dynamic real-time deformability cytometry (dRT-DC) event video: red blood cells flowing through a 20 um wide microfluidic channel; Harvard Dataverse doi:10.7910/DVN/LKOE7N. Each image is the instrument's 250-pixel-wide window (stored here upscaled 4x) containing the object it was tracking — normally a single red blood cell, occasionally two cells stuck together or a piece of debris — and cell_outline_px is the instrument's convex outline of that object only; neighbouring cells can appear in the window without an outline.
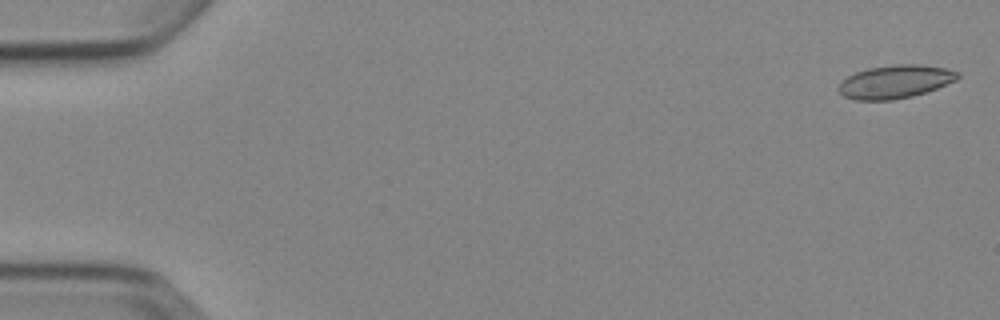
{"species": "Egyptian fruit bat (a non-hibernating species)", "species_latin": "Rousettus aegyptiacus", "temperature_condition": "cold", "stored_images_in_passage": 5, "camera_frame_rate_fps": 3000, "um_per_image_px": 0.085, "animal": {"sex": "female"}, "frame": {"image": 1, "passage_image": 1, "time_ms": 0.0, "image_size_px": [1000, 320], "cell_outline_px": [[960, 76], [956, 80], [936, 88], [912, 96], [892, 100], [856, 100], [844, 96], [836, 88], [848, 76], [856, 72], [868, 68], [896, 64], [916, 64], [948, 68], [960, 72]], "centroid_in_image_um": [76.1, 6.94], "position_along_channel_um": 8.9, "area_um2": 22.95}}
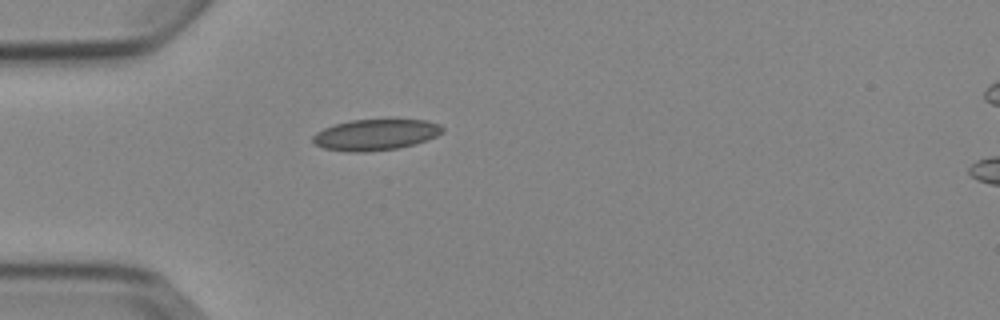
{"frame": {"image": 2, "passage_image": 5, "time_ms": 4.667, "image_size_px": [1000, 320], "cell_outline_px": [[444, 132], [436, 136], [412, 144], [396, 148], [364, 152], [348, 152], [324, 148], [312, 144], [312, 136], [316, 132], [332, 124], [352, 120], [428, 120], [440, 124], [444, 128]], "centroid_in_image_um": [31.87, 11.44], "position_along_channel_um": 53.1, "area_um2": 23.41}}